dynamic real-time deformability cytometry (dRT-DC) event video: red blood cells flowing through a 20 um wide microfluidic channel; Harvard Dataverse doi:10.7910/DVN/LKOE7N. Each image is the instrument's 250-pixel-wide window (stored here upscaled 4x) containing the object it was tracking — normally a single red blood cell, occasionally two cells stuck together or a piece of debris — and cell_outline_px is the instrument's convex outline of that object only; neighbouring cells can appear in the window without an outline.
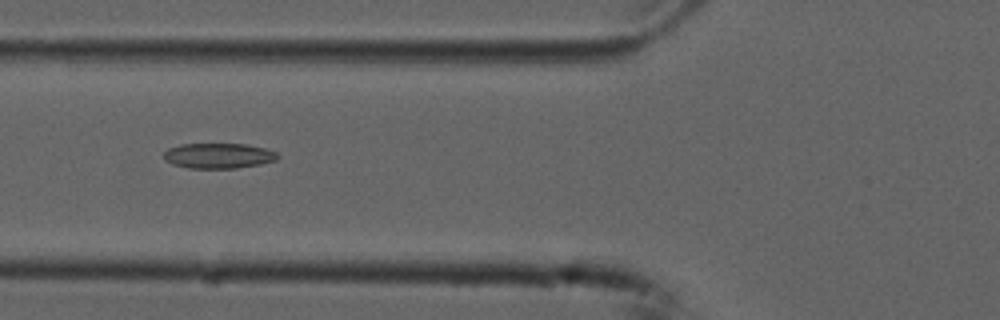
{"species": "common noctule bat (a hibernating species)", "species_latin": "Nyctalus noctula", "temperature_condition": "cold", "stored_images_in_passage": 12, "camera_frame_rate_fps": 3000, "um_per_image_px": 0.085, "animal": {"sex": "male", "forearm_length_mm": 52.5}, "frame": {"image": 1, "passage_image": 7, "time_ms": 2.0, "image_size_px": [1000, 320], "cell_outline_px": [[280, 156], [276, 160], [260, 164], [236, 168], [188, 168], [172, 164], [164, 160], [164, 152], [168, 148], [180, 144], [244, 144], [264, 148], [276, 152]], "centroid_in_image_um": [18.55, 13.24], "position_along_channel_um": 107.3, "area_um2": 16.76}}
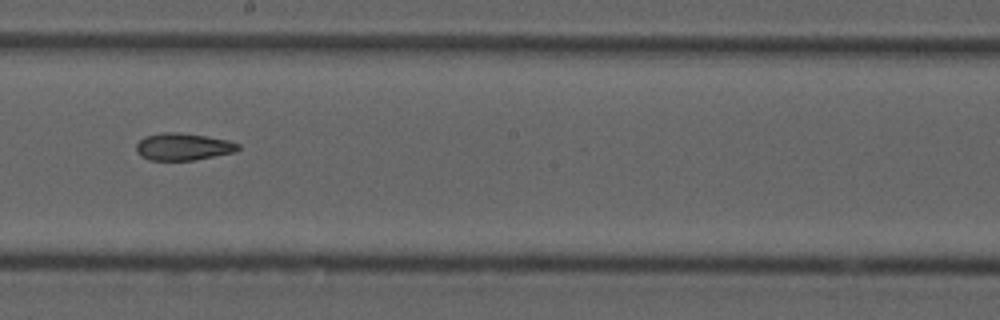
{"frame": {"image": 2, "passage_image": 10, "time_ms": 3.0, "image_size_px": [1000, 320], "cell_outline_px": [[240, 148], [236, 152], [192, 160], [148, 160], [140, 156], [136, 152], [136, 144], [144, 136], [164, 132], [176, 132], [204, 136], [228, 140], [240, 144]], "centroid_in_image_um": [15.54, 12.47], "position_along_channel_um": 232.7, "area_um2": 16.13}}
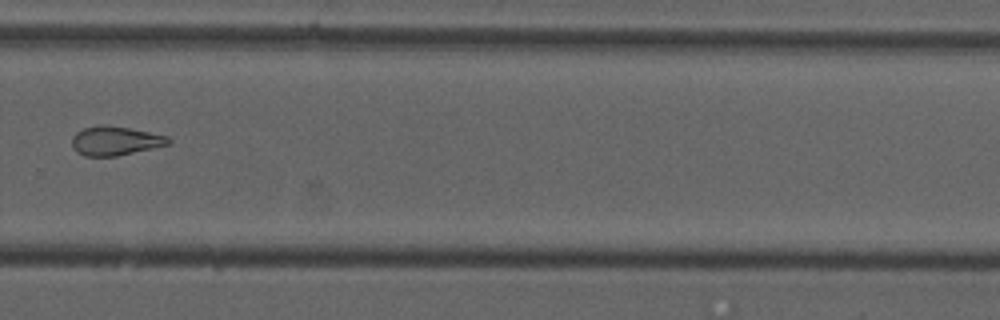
{"frame": {"image": 3, "passage_image": 12, "time_ms": 3.667, "image_size_px": [1000, 320], "cell_outline_px": [[172, 140], [168, 144], [152, 148], [116, 156], [84, 156], [76, 152], [72, 148], [72, 136], [76, 132], [84, 128], [100, 124], [104, 124], [128, 128], [168, 136]], "centroid_in_image_um": [9.75, 11.97], "position_along_channel_um": 320.1, "area_um2": 16.3}}